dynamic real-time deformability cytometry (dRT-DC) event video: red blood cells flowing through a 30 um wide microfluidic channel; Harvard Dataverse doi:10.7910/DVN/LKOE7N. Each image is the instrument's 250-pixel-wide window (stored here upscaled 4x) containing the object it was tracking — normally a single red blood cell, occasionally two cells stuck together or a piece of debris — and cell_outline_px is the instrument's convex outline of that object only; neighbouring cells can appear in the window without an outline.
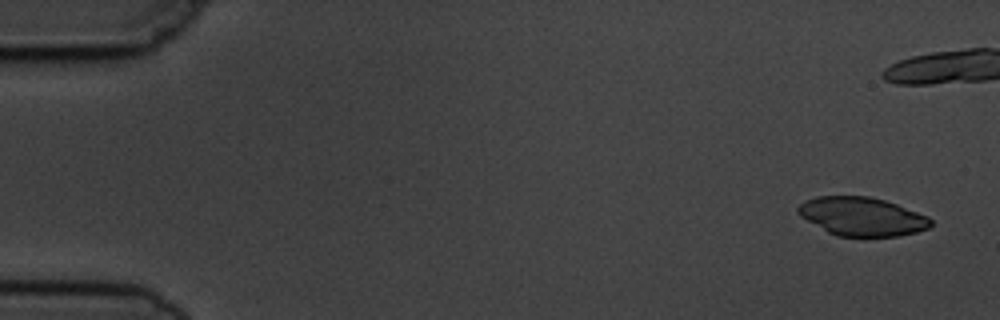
{"species": "common noctule bat (a hibernating species)", "species_latin": "Nyctalus noctula", "temperature_condition": "cold", "stored_images_in_passage": 7, "camera_frame_rate_fps": 3000, "um_per_image_px": 0.085, "animal": {"sex": "male", "body_mass_g": 19.5, "forearm_length_mm": 54.6}, "frame": {"image": 1, "passage_image": 1, "time_ms": 0.0, "image_size_px": [1000, 320], "cell_outline_px": [[932, 224], [928, 228], [916, 232], [900, 236], [836, 236], [828, 232], [800, 216], [796, 212], [796, 208], [800, 204], [816, 196], [868, 196], [884, 200], [896, 204], [928, 216], [932, 220]], "centroid_in_image_um": [73.26, 18.4], "position_along_channel_um": 11.7, "area_um2": 29.71}}